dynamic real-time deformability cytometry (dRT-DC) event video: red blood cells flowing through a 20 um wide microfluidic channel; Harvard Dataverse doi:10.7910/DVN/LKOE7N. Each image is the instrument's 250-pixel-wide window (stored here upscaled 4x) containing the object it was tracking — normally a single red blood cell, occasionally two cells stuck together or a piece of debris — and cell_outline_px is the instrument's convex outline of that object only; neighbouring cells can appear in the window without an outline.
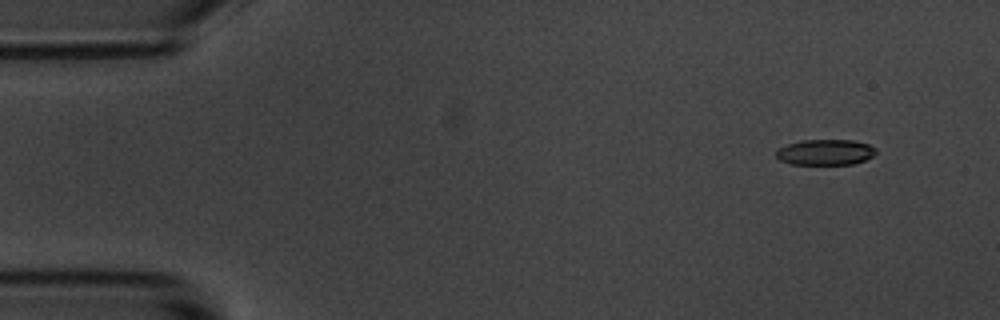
{"species": "common noctule bat (a hibernating species)", "species_latin": "Nyctalus noctula", "temperature_condition": "room temperature", "stored_images_in_passage": 4, "camera_frame_rate_fps": 3000, "um_per_image_px": 0.085, "animal": {"sex": "male", "body_mass_g": 20.1, "forearm_length_mm": 53.5}, "frame": {"image": 1, "passage_image": 2, "time_ms": 0.333, "image_size_px": [1000, 320], "cell_outline_px": [[876, 152], [872, 156], [864, 160], [852, 164], [792, 164], [780, 160], [776, 156], [776, 152], [780, 148], [788, 144], [800, 140], [852, 140], [868, 144], [876, 148]], "centroid_in_image_um": [70.16, 12.93], "position_along_channel_um": 14.8, "area_um2": 14.8}}